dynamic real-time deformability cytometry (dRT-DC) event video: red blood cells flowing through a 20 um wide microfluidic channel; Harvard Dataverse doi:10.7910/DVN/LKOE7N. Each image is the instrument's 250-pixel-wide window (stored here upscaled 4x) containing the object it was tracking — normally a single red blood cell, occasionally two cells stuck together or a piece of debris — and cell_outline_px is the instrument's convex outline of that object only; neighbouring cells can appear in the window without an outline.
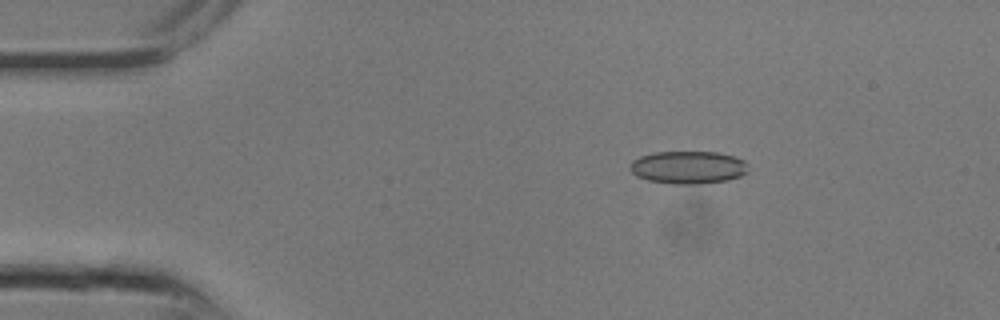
{"species": "common noctule bat (a hibernating species)", "species_latin": "Nyctalus noctula", "temperature_condition": "room temperature", "stored_images_in_passage": 9, "camera_frame_rate_fps": 3000, "um_per_image_px": 0.085, "animal": {"sex": "male", "body_mass_g": 13.3}, "frame": {"image": 1, "passage_image": 4, "time_ms": 1.0, "image_size_px": [1000, 320], "cell_outline_px": [[748, 172], [740, 176], [728, 180], [700, 184], [676, 184], [648, 180], [636, 176], [628, 168], [628, 164], [632, 160], [640, 156], [656, 152], [716, 152], [732, 156], [744, 160], [748, 164]], "centroid_in_image_um": [58.48, 14.23], "position_along_channel_um": 26.5, "area_um2": 22.72}}
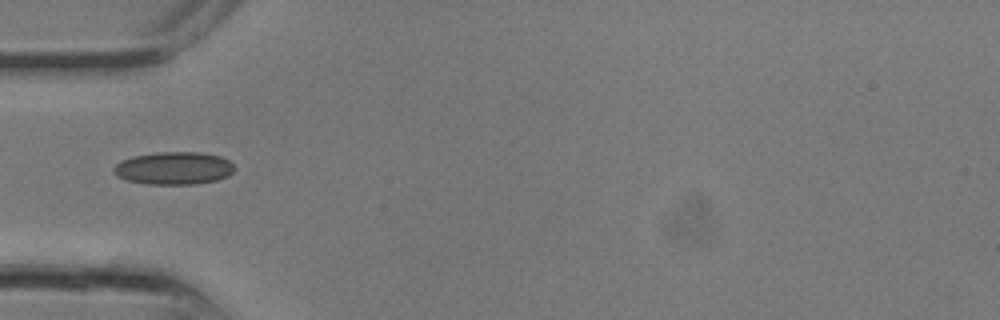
{"frame": {"image": 2, "passage_image": 8, "time_ms": 2.333, "image_size_px": [1000, 320], "cell_outline_px": [[236, 168], [228, 176], [216, 180], [196, 184], [148, 184], [128, 180], [116, 176], [112, 168], [120, 160], [132, 156], [156, 152], [200, 152], [220, 156], [228, 160]], "centroid_in_image_um": [14.76, 14.29], "position_along_channel_um": 70.2, "area_um2": 23.12}}